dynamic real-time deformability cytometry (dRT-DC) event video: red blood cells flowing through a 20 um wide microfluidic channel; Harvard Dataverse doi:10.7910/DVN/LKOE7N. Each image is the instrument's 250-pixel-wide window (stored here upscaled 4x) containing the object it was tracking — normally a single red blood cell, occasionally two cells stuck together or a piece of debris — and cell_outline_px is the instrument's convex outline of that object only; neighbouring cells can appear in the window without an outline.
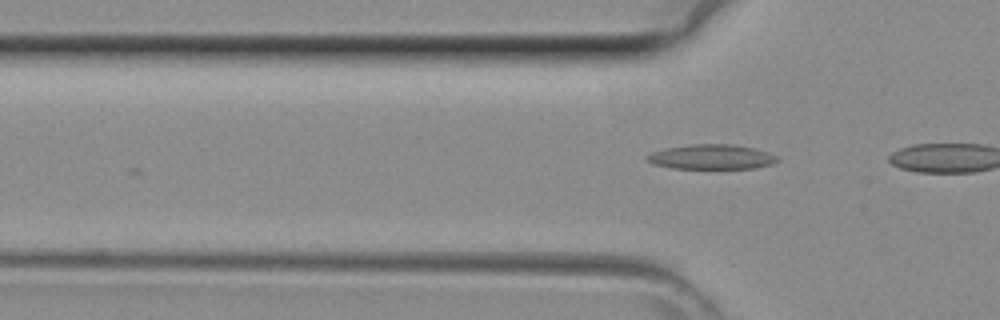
{"species": "common noctule bat (a hibernating species)", "species_latin": "Nyctalus noctula", "temperature_condition": "room temperature", "stored_images_in_passage": 5, "camera_frame_rate_fps": 3000, "um_per_image_px": 0.085, "animal": {"sex": "female", "body_mass_g": 29.2, "forearm_length_mm": 56.3}, "frame": {"image": 1, "passage_image": 5, "time_ms": 1.333, "image_size_px": [1000, 320], "cell_outline_px": [[780, 160], [772, 164], [752, 168], [672, 168], [652, 164], [644, 160], [644, 156], [652, 152], [668, 148], [692, 144], [732, 144], [756, 148], [768, 152], [776, 156]], "centroid_in_image_um": [60.46, 13.33], "position_along_channel_um": 65.3, "area_um2": 18.84}}